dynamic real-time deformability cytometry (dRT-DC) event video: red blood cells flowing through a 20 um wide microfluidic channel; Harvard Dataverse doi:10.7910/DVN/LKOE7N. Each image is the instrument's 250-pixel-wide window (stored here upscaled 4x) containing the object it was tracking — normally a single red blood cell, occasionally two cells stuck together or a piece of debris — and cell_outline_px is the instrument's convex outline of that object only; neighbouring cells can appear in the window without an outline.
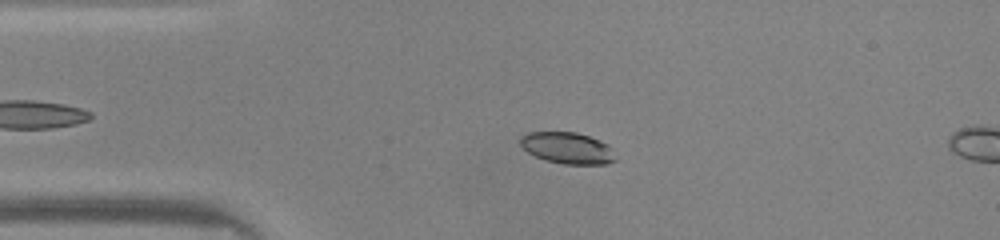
{"species": "common noctule bat (a hibernating species)", "species_latin": "Nyctalus noctula", "temperature_condition": "warm", "stored_images_in_passage": 12, "camera_frame_rate_fps": 3000, "um_per_image_px": 0.085, "animal": {"sex": "male", "body_mass_g": 20.0, "forearm_length_mm": 53.3}, "frame": {"image": 1, "passage_image": 10, "time_ms": 3.0, "image_size_px": [1000, 240], "cell_outline_px": [[616, 160], [604, 164], [564, 164], [548, 160], [536, 156], [528, 152], [520, 144], [520, 136], [528, 132], [576, 132], [600, 140], [608, 144], [612, 148]], "centroid_in_image_um": [48.24, 12.57], "position_along_channel_um": 36.8, "area_um2": 17.34}}